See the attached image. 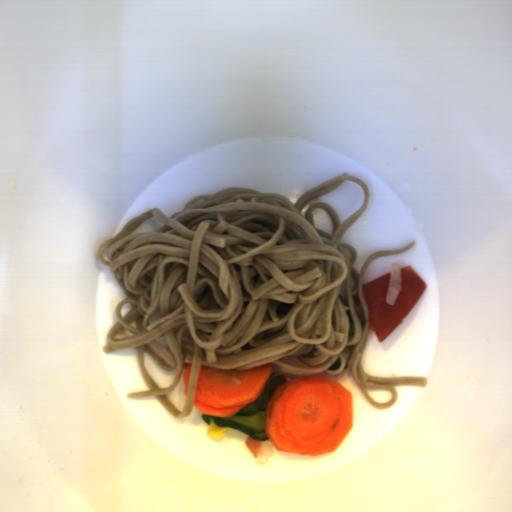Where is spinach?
<instances>
[{"mask_svg": "<svg viewBox=\"0 0 512 512\" xmlns=\"http://www.w3.org/2000/svg\"><path fill=\"white\" fill-rule=\"evenodd\" d=\"M285 381L287 380L284 374L270 377L265 389L258 398L234 415L214 416L203 414L201 412V418L207 425H211V422L213 421L216 426H229L232 429H237L244 434L251 436L254 440L270 442L267 436L260 437L258 435L266 433L265 420L268 400L274 389Z\"/></svg>", "mask_w": 512, "mask_h": 512, "instance_id": "1", "label": "spinach"}, {"mask_svg": "<svg viewBox=\"0 0 512 512\" xmlns=\"http://www.w3.org/2000/svg\"><path fill=\"white\" fill-rule=\"evenodd\" d=\"M346 314L348 315V323H349V336H352L355 330V323L353 322L352 315L350 310L346 311Z\"/></svg>", "mask_w": 512, "mask_h": 512, "instance_id": "2", "label": "spinach"}, {"mask_svg": "<svg viewBox=\"0 0 512 512\" xmlns=\"http://www.w3.org/2000/svg\"><path fill=\"white\" fill-rule=\"evenodd\" d=\"M341 362H340V357L335 361L334 364H332L330 366V369H337L339 366H340Z\"/></svg>", "mask_w": 512, "mask_h": 512, "instance_id": "3", "label": "spinach"}, {"mask_svg": "<svg viewBox=\"0 0 512 512\" xmlns=\"http://www.w3.org/2000/svg\"><path fill=\"white\" fill-rule=\"evenodd\" d=\"M358 318H359V321H360V323H361V325H362V327H363V325H364V323H365L364 318H363L360 314L358 315Z\"/></svg>", "mask_w": 512, "mask_h": 512, "instance_id": "4", "label": "spinach"}]
</instances>
